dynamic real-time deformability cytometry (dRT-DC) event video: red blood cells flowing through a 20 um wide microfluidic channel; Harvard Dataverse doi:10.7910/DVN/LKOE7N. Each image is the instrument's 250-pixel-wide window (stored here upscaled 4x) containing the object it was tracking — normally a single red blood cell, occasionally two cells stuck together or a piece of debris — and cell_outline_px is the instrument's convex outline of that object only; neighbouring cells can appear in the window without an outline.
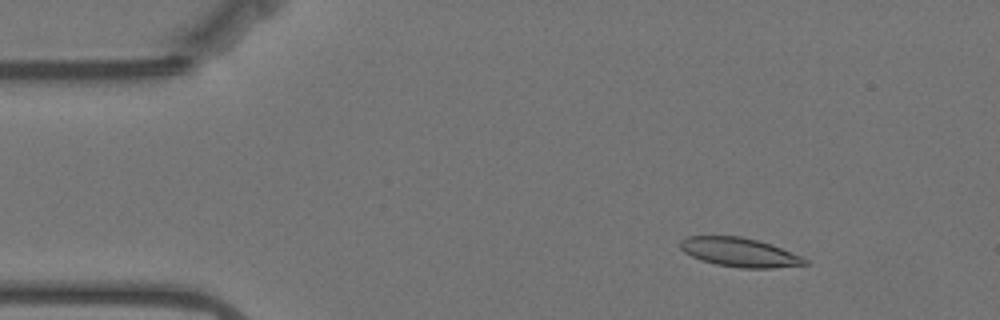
{"species": "Egyptian fruit bat (a non-hibernating species)", "species_latin": "Rousettus aegyptiacus", "temperature_condition": "warm", "stored_images_in_passage": 56, "camera_frame_rate_fps": 3000, "um_per_image_px": 0.085, "animal": {"sex": "female"}, "frame": {"image": 1, "passage_image": 6, "time_ms": 1.667, "image_size_px": [1000, 320], "cell_outline_px": [[808, 264], [772, 268], [740, 268], [716, 264], [700, 260], [684, 252], [680, 248], [680, 240], [688, 236], [740, 236], [772, 244], [804, 256], [808, 260]], "centroid_in_image_um": [62.89, 21.44], "position_along_channel_um": 22.1, "area_um2": 21.21}}
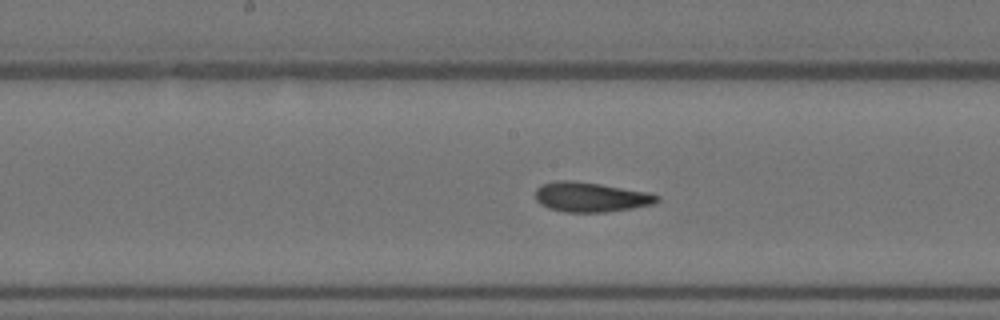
{"frame": {"image": 2, "passage_image": 27, "time_ms": 8.667, "image_size_px": [1000, 320], "cell_outline_px": [[660, 200], [656, 204], [608, 212], [564, 212], [548, 208], [540, 204], [536, 200], [536, 188], [540, 184], [556, 180], [572, 180], [600, 184], [648, 192], [660, 196]], "centroid_in_image_um": [50.21, 16.75], "position_along_channel_um": 198.0, "area_um2": 21.33}}
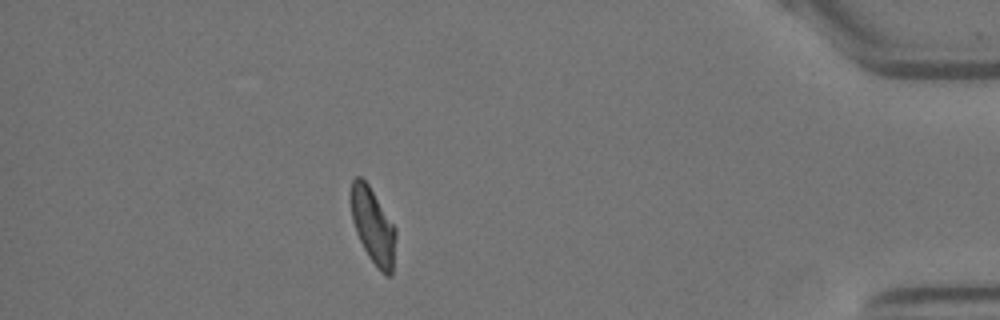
{"frame": {"image": 3, "passage_image": 49, "time_ms": 16.0, "image_size_px": [1000, 320], "cell_outline_px": [[396, 236], [392, 272], [388, 276], [384, 276], [380, 272], [368, 256], [356, 232], [352, 220], [352, 180], [356, 176], [360, 176], [368, 184], [396, 228]], "centroid_in_image_um": [31.73, 19.24], "position_along_channel_um": 403.5, "area_um2": 19.42}, "authors_computed_cell_mechanics": {"area_um2": 20.8369, "velocity_mm_per_s": 3.4902, "shape_relaxation_time_tau1_ms": 7.5359, "shape_relaxation_time_tau2_ms": 1.8619, "deformation_change_tau1": 0.1579, "deformation_change_tau2": 0.0781}}